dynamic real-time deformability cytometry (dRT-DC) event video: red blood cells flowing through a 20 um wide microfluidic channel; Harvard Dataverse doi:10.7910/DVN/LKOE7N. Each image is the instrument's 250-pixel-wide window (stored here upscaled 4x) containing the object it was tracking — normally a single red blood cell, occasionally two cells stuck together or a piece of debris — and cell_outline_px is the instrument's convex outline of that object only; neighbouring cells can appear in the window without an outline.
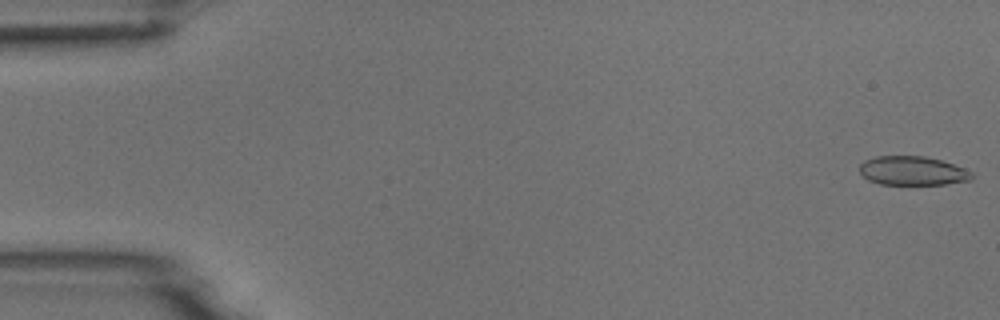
{"species": "common noctule bat (a hibernating species)", "species_latin": "Nyctalus noctula", "temperature_condition": "room temperature", "stored_images_in_passage": 5, "camera_frame_rate_fps": 3000, "um_per_image_px": 0.085, "animal": {"sex": "male", "body_mass_g": 18.8}, "frame": {"image": 1, "passage_image": 1, "time_ms": 0.0, "image_size_px": [1000, 320], "cell_outline_px": [[972, 180], [944, 184], [880, 184], [868, 180], [860, 172], [860, 164], [864, 160], [876, 156], [924, 156], [940, 160], [964, 168], [972, 172]], "centroid_in_image_um": [77.55, 14.51], "position_along_channel_um": 7.4, "area_um2": 18.84}}
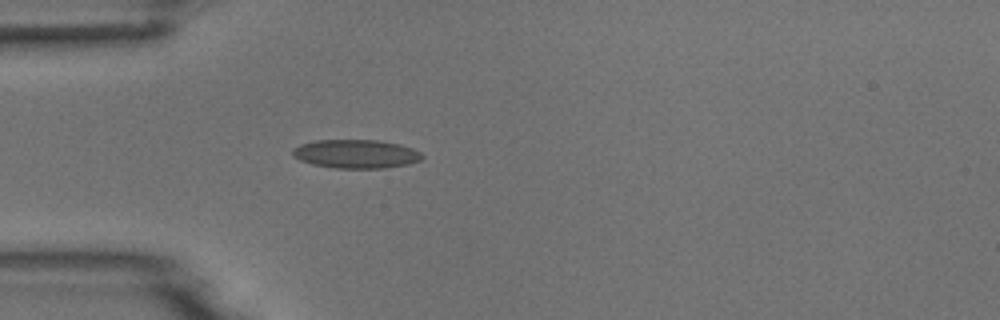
{"frame": {"image": 2, "passage_image": 5, "time_ms": 1.333, "image_size_px": [1000, 320], "cell_outline_px": [[424, 156], [420, 160], [408, 164], [388, 168], [336, 168], [312, 164], [300, 160], [292, 156], [292, 148], [300, 144], [316, 140], [380, 140], [400, 144], [412, 148], [420, 152]], "centroid_in_image_um": [30.25, 13.08], "position_along_channel_um": 54.7, "area_um2": 21.79}}